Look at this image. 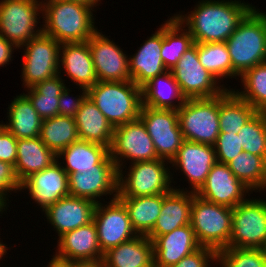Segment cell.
Wrapping results in <instances>:
<instances>
[{
    "label": "cell",
    "mask_w": 266,
    "mask_h": 267,
    "mask_svg": "<svg viewBox=\"0 0 266 267\" xmlns=\"http://www.w3.org/2000/svg\"><path fill=\"white\" fill-rule=\"evenodd\" d=\"M254 7L244 0H199L192 11L173 15L195 43L226 42Z\"/></svg>",
    "instance_id": "obj_1"
},
{
    "label": "cell",
    "mask_w": 266,
    "mask_h": 267,
    "mask_svg": "<svg viewBox=\"0 0 266 267\" xmlns=\"http://www.w3.org/2000/svg\"><path fill=\"white\" fill-rule=\"evenodd\" d=\"M96 9L76 0H42V32L60 44L85 42L98 30Z\"/></svg>",
    "instance_id": "obj_2"
},
{
    "label": "cell",
    "mask_w": 266,
    "mask_h": 267,
    "mask_svg": "<svg viewBox=\"0 0 266 267\" xmlns=\"http://www.w3.org/2000/svg\"><path fill=\"white\" fill-rule=\"evenodd\" d=\"M232 63V79L266 62V12L254 7L226 40Z\"/></svg>",
    "instance_id": "obj_3"
},
{
    "label": "cell",
    "mask_w": 266,
    "mask_h": 267,
    "mask_svg": "<svg viewBox=\"0 0 266 267\" xmlns=\"http://www.w3.org/2000/svg\"><path fill=\"white\" fill-rule=\"evenodd\" d=\"M88 98L114 127L139 118L142 88L132 80L97 81L87 89Z\"/></svg>",
    "instance_id": "obj_4"
},
{
    "label": "cell",
    "mask_w": 266,
    "mask_h": 267,
    "mask_svg": "<svg viewBox=\"0 0 266 267\" xmlns=\"http://www.w3.org/2000/svg\"><path fill=\"white\" fill-rule=\"evenodd\" d=\"M171 169L170 162L164 159L134 162L128 168H120L117 197H141L171 192L174 189Z\"/></svg>",
    "instance_id": "obj_5"
},
{
    "label": "cell",
    "mask_w": 266,
    "mask_h": 267,
    "mask_svg": "<svg viewBox=\"0 0 266 267\" xmlns=\"http://www.w3.org/2000/svg\"><path fill=\"white\" fill-rule=\"evenodd\" d=\"M190 225L201 247H209L216 252L228 248L232 208L208 202L193 193Z\"/></svg>",
    "instance_id": "obj_6"
},
{
    "label": "cell",
    "mask_w": 266,
    "mask_h": 267,
    "mask_svg": "<svg viewBox=\"0 0 266 267\" xmlns=\"http://www.w3.org/2000/svg\"><path fill=\"white\" fill-rule=\"evenodd\" d=\"M42 0H0V34L21 48L42 32Z\"/></svg>",
    "instance_id": "obj_7"
},
{
    "label": "cell",
    "mask_w": 266,
    "mask_h": 267,
    "mask_svg": "<svg viewBox=\"0 0 266 267\" xmlns=\"http://www.w3.org/2000/svg\"><path fill=\"white\" fill-rule=\"evenodd\" d=\"M177 113L184 140L215 144L220 133L219 96L187 99Z\"/></svg>",
    "instance_id": "obj_8"
},
{
    "label": "cell",
    "mask_w": 266,
    "mask_h": 267,
    "mask_svg": "<svg viewBox=\"0 0 266 267\" xmlns=\"http://www.w3.org/2000/svg\"><path fill=\"white\" fill-rule=\"evenodd\" d=\"M251 197L232 209V232L228 247H266V198Z\"/></svg>",
    "instance_id": "obj_9"
},
{
    "label": "cell",
    "mask_w": 266,
    "mask_h": 267,
    "mask_svg": "<svg viewBox=\"0 0 266 267\" xmlns=\"http://www.w3.org/2000/svg\"><path fill=\"white\" fill-rule=\"evenodd\" d=\"M60 45L54 38L41 32L19 48L24 52L20 75L24 90L59 74Z\"/></svg>",
    "instance_id": "obj_10"
},
{
    "label": "cell",
    "mask_w": 266,
    "mask_h": 267,
    "mask_svg": "<svg viewBox=\"0 0 266 267\" xmlns=\"http://www.w3.org/2000/svg\"><path fill=\"white\" fill-rule=\"evenodd\" d=\"M170 71L186 99L213 98L227 89H233L231 86L225 87L202 66L195 42Z\"/></svg>",
    "instance_id": "obj_11"
},
{
    "label": "cell",
    "mask_w": 266,
    "mask_h": 267,
    "mask_svg": "<svg viewBox=\"0 0 266 267\" xmlns=\"http://www.w3.org/2000/svg\"><path fill=\"white\" fill-rule=\"evenodd\" d=\"M109 151L117 170L128 165V161L131 164L159 159L153 141L139 118L114 128Z\"/></svg>",
    "instance_id": "obj_12"
},
{
    "label": "cell",
    "mask_w": 266,
    "mask_h": 267,
    "mask_svg": "<svg viewBox=\"0 0 266 267\" xmlns=\"http://www.w3.org/2000/svg\"><path fill=\"white\" fill-rule=\"evenodd\" d=\"M217 162L214 147L208 144L184 140L177 154L170 162L172 183L175 190L196 193L204 184L213 165ZM175 169V170H174ZM179 171L188 181V187L181 188L175 184L174 172ZM179 187V188H178ZM181 188V189H180Z\"/></svg>",
    "instance_id": "obj_13"
},
{
    "label": "cell",
    "mask_w": 266,
    "mask_h": 267,
    "mask_svg": "<svg viewBox=\"0 0 266 267\" xmlns=\"http://www.w3.org/2000/svg\"><path fill=\"white\" fill-rule=\"evenodd\" d=\"M139 119L153 141L158 158L171 162L184 141L177 110L142 105Z\"/></svg>",
    "instance_id": "obj_14"
},
{
    "label": "cell",
    "mask_w": 266,
    "mask_h": 267,
    "mask_svg": "<svg viewBox=\"0 0 266 267\" xmlns=\"http://www.w3.org/2000/svg\"><path fill=\"white\" fill-rule=\"evenodd\" d=\"M93 221L103 254L138 235L132 227L126 207L118 198L96 203Z\"/></svg>",
    "instance_id": "obj_15"
},
{
    "label": "cell",
    "mask_w": 266,
    "mask_h": 267,
    "mask_svg": "<svg viewBox=\"0 0 266 267\" xmlns=\"http://www.w3.org/2000/svg\"><path fill=\"white\" fill-rule=\"evenodd\" d=\"M109 37L98 29L87 40L97 80L129 81L131 74L128 54Z\"/></svg>",
    "instance_id": "obj_16"
},
{
    "label": "cell",
    "mask_w": 266,
    "mask_h": 267,
    "mask_svg": "<svg viewBox=\"0 0 266 267\" xmlns=\"http://www.w3.org/2000/svg\"><path fill=\"white\" fill-rule=\"evenodd\" d=\"M195 194L208 202L233 209L253 192L233 175L227 164L216 162Z\"/></svg>",
    "instance_id": "obj_17"
},
{
    "label": "cell",
    "mask_w": 266,
    "mask_h": 267,
    "mask_svg": "<svg viewBox=\"0 0 266 267\" xmlns=\"http://www.w3.org/2000/svg\"><path fill=\"white\" fill-rule=\"evenodd\" d=\"M21 191L28 192L26 194L32 203L39 207L38 211H44L61 198L69 196L68 174L57 160L44 170L27 177L21 183Z\"/></svg>",
    "instance_id": "obj_18"
},
{
    "label": "cell",
    "mask_w": 266,
    "mask_h": 267,
    "mask_svg": "<svg viewBox=\"0 0 266 267\" xmlns=\"http://www.w3.org/2000/svg\"><path fill=\"white\" fill-rule=\"evenodd\" d=\"M58 239L53 258L65 263L96 262L104 258L94 221L64 233Z\"/></svg>",
    "instance_id": "obj_19"
},
{
    "label": "cell",
    "mask_w": 266,
    "mask_h": 267,
    "mask_svg": "<svg viewBox=\"0 0 266 267\" xmlns=\"http://www.w3.org/2000/svg\"><path fill=\"white\" fill-rule=\"evenodd\" d=\"M68 189L70 196L87 198L95 203L114 200L118 196V170L88 169L68 174Z\"/></svg>",
    "instance_id": "obj_20"
},
{
    "label": "cell",
    "mask_w": 266,
    "mask_h": 267,
    "mask_svg": "<svg viewBox=\"0 0 266 267\" xmlns=\"http://www.w3.org/2000/svg\"><path fill=\"white\" fill-rule=\"evenodd\" d=\"M95 206L96 203L90 199L69 195L48 206L41 213L59 238L68 231L92 222Z\"/></svg>",
    "instance_id": "obj_21"
},
{
    "label": "cell",
    "mask_w": 266,
    "mask_h": 267,
    "mask_svg": "<svg viewBox=\"0 0 266 267\" xmlns=\"http://www.w3.org/2000/svg\"><path fill=\"white\" fill-rule=\"evenodd\" d=\"M57 160L67 174L88 169H117L109 147L81 139L62 150Z\"/></svg>",
    "instance_id": "obj_22"
},
{
    "label": "cell",
    "mask_w": 266,
    "mask_h": 267,
    "mask_svg": "<svg viewBox=\"0 0 266 267\" xmlns=\"http://www.w3.org/2000/svg\"><path fill=\"white\" fill-rule=\"evenodd\" d=\"M59 75L68 77L75 86L86 89L98 81L88 41L60 45Z\"/></svg>",
    "instance_id": "obj_23"
},
{
    "label": "cell",
    "mask_w": 266,
    "mask_h": 267,
    "mask_svg": "<svg viewBox=\"0 0 266 267\" xmlns=\"http://www.w3.org/2000/svg\"><path fill=\"white\" fill-rule=\"evenodd\" d=\"M157 31L147 37L140 44L136 52L129 55L131 80L140 88L156 76L168 71L161 57V46L163 41V24L159 25Z\"/></svg>",
    "instance_id": "obj_24"
},
{
    "label": "cell",
    "mask_w": 266,
    "mask_h": 267,
    "mask_svg": "<svg viewBox=\"0 0 266 267\" xmlns=\"http://www.w3.org/2000/svg\"><path fill=\"white\" fill-rule=\"evenodd\" d=\"M152 242L156 267H172L201 247L190 224L157 236Z\"/></svg>",
    "instance_id": "obj_25"
},
{
    "label": "cell",
    "mask_w": 266,
    "mask_h": 267,
    "mask_svg": "<svg viewBox=\"0 0 266 267\" xmlns=\"http://www.w3.org/2000/svg\"><path fill=\"white\" fill-rule=\"evenodd\" d=\"M193 192L173 189L162 194V208L153 230L147 237L153 241L157 236L190 224Z\"/></svg>",
    "instance_id": "obj_26"
},
{
    "label": "cell",
    "mask_w": 266,
    "mask_h": 267,
    "mask_svg": "<svg viewBox=\"0 0 266 267\" xmlns=\"http://www.w3.org/2000/svg\"><path fill=\"white\" fill-rule=\"evenodd\" d=\"M106 267H152L154 265L153 242L146 235L110 248L104 253Z\"/></svg>",
    "instance_id": "obj_27"
},
{
    "label": "cell",
    "mask_w": 266,
    "mask_h": 267,
    "mask_svg": "<svg viewBox=\"0 0 266 267\" xmlns=\"http://www.w3.org/2000/svg\"><path fill=\"white\" fill-rule=\"evenodd\" d=\"M57 161V155L38 137L17 140L16 175L22 183L30 175Z\"/></svg>",
    "instance_id": "obj_28"
},
{
    "label": "cell",
    "mask_w": 266,
    "mask_h": 267,
    "mask_svg": "<svg viewBox=\"0 0 266 267\" xmlns=\"http://www.w3.org/2000/svg\"><path fill=\"white\" fill-rule=\"evenodd\" d=\"M186 100L171 71L154 77L142 87V105L153 109L178 110Z\"/></svg>",
    "instance_id": "obj_29"
},
{
    "label": "cell",
    "mask_w": 266,
    "mask_h": 267,
    "mask_svg": "<svg viewBox=\"0 0 266 267\" xmlns=\"http://www.w3.org/2000/svg\"><path fill=\"white\" fill-rule=\"evenodd\" d=\"M75 122L79 139L111 147L114 127L88 97L77 112Z\"/></svg>",
    "instance_id": "obj_30"
},
{
    "label": "cell",
    "mask_w": 266,
    "mask_h": 267,
    "mask_svg": "<svg viewBox=\"0 0 266 267\" xmlns=\"http://www.w3.org/2000/svg\"><path fill=\"white\" fill-rule=\"evenodd\" d=\"M5 128L16 139L38 137L43 119L33 108L30 100L23 94L16 95L7 108Z\"/></svg>",
    "instance_id": "obj_31"
},
{
    "label": "cell",
    "mask_w": 266,
    "mask_h": 267,
    "mask_svg": "<svg viewBox=\"0 0 266 267\" xmlns=\"http://www.w3.org/2000/svg\"><path fill=\"white\" fill-rule=\"evenodd\" d=\"M257 112L252 105L242 100L232 89H227L219 95L220 133L238 134Z\"/></svg>",
    "instance_id": "obj_32"
},
{
    "label": "cell",
    "mask_w": 266,
    "mask_h": 267,
    "mask_svg": "<svg viewBox=\"0 0 266 267\" xmlns=\"http://www.w3.org/2000/svg\"><path fill=\"white\" fill-rule=\"evenodd\" d=\"M126 207L133 229L138 235H148L162 208V194L141 197H117Z\"/></svg>",
    "instance_id": "obj_33"
},
{
    "label": "cell",
    "mask_w": 266,
    "mask_h": 267,
    "mask_svg": "<svg viewBox=\"0 0 266 267\" xmlns=\"http://www.w3.org/2000/svg\"><path fill=\"white\" fill-rule=\"evenodd\" d=\"M65 82V79L57 74L25 89L26 93L23 91L43 120L58 116L59 97L66 88Z\"/></svg>",
    "instance_id": "obj_34"
},
{
    "label": "cell",
    "mask_w": 266,
    "mask_h": 267,
    "mask_svg": "<svg viewBox=\"0 0 266 267\" xmlns=\"http://www.w3.org/2000/svg\"><path fill=\"white\" fill-rule=\"evenodd\" d=\"M164 22L160 54L166 69L170 71L194 41L189 31L174 15L170 18L168 16Z\"/></svg>",
    "instance_id": "obj_35"
},
{
    "label": "cell",
    "mask_w": 266,
    "mask_h": 267,
    "mask_svg": "<svg viewBox=\"0 0 266 267\" xmlns=\"http://www.w3.org/2000/svg\"><path fill=\"white\" fill-rule=\"evenodd\" d=\"M233 175L252 192L266 190V158L243 151L227 163Z\"/></svg>",
    "instance_id": "obj_36"
},
{
    "label": "cell",
    "mask_w": 266,
    "mask_h": 267,
    "mask_svg": "<svg viewBox=\"0 0 266 267\" xmlns=\"http://www.w3.org/2000/svg\"><path fill=\"white\" fill-rule=\"evenodd\" d=\"M39 138L58 155L79 139L75 118L58 115L43 120Z\"/></svg>",
    "instance_id": "obj_37"
},
{
    "label": "cell",
    "mask_w": 266,
    "mask_h": 267,
    "mask_svg": "<svg viewBox=\"0 0 266 267\" xmlns=\"http://www.w3.org/2000/svg\"><path fill=\"white\" fill-rule=\"evenodd\" d=\"M197 53L202 66L225 87L229 85L226 79L232 80V63L226 42L197 43Z\"/></svg>",
    "instance_id": "obj_38"
},
{
    "label": "cell",
    "mask_w": 266,
    "mask_h": 267,
    "mask_svg": "<svg viewBox=\"0 0 266 267\" xmlns=\"http://www.w3.org/2000/svg\"><path fill=\"white\" fill-rule=\"evenodd\" d=\"M239 79L241 90H232L258 112H266V62L247 70Z\"/></svg>",
    "instance_id": "obj_39"
},
{
    "label": "cell",
    "mask_w": 266,
    "mask_h": 267,
    "mask_svg": "<svg viewBox=\"0 0 266 267\" xmlns=\"http://www.w3.org/2000/svg\"><path fill=\"white\" fill-rule=\"evenodd\" d=\"M237 135L245 152L266 158V112H257Z\"/></svg>",
    "instance_id": "obj_40"
},
{
    "label": "cell",
    "mask_w": 266,
    "mask_h": 267,
    "mask_svg": "<svg viewBox=\"0 0 266 267\" xmlns=\"http://www.w3.org/2000/svg\"><path fill=\"white\" fill-rule=\"evenodd\" d=\"M219 267H266L264 249L224 248L217 252Z\"/></svg>",
    "instance_id": "obj_41"
},
{
    "label": "cell",
    "mask_w": 266,
    "mask_h": 267,
    "mask_svg": "<svg viewBox=\"0 0 266 267\" xmlns=\"http://www.w3.org/2000/svg\"><path fill=\"white\" fill-rule=\"evenodd\" d=\"M19 191L21 192V182L16 175L14 166L8 162L0 161V206L6 214L10 205V195L12 192L18 193Z\"/></svg>",
    "instance_id": "obj_42"
},
{
    "label": "cell",
    "mask_w": 266,
    "mask_h": 267,
    "mask_svg": "<svg viewBox=\"0 0 266 267\" xmlns=\"http://www.w3.org/2000/svg\"><path fill=\"white\" fill-rule=\"evenodd\" d=\"M213 147L217 162L222 164L229 163L244 151L241 145L240 135L234 133H219Z\"/></svg>",
    "instance_id": "obj_43"
},
{
    "label": "cell",
    "mask_w": 266,
    "mask_h": 267,
    "mask_svg": "<svg viewBox=\"0 0 266 267\" xmlns=\"http://www.w3.org/2000/svg\"><path fill=\"white\" fill-rule=\"evenodd\" d=\"M80 90L79 95L77 94L75 97L71 92L73 88H66L62 91L59 97V105H58V115L67 116L75 118L77 112L80 110L82 103L88 97L87 89L83 87H75ZM82 90V91H81Z\"/></svg>",
    "instance_id": "obj_44"
},
{
    "label": "cell",
    "mask_w": 266,
    "mask_h": 267,
    "mask_svg": "<svg viewBox=\"0 0 266 267\" xmlns=\"http://www.w3.org/2000/svg\"><path fill=\"white\" fill-rule=\"evenodd\" d=\"M212 265L217 267V252L209 247H200L172 267H212Z\"/></svg>",
    "instance_id": "obj_45"
},
{
    "label": "cell",
    "mask_w": 266,
    "mask_h": 267,
    "mask_svg": "<svg viewBox=\"0 0 266 267\" xmlns=\"http://www.w3.org/2000/svg\"><path fill=\"white\" fill-rule=\"evenodd\" d=\"M17 140L6 128L0 133V161L15 165L17 158Z\"/></svg>",
    "instance_id": "obj_46"
},
{
    "label": "cell",
    "mask_w": 266,
    "mask_h": 267,
    "mask_svg": "<svg viewBox=\"0 0 266 267\" xmlns=\"http://www.w3.org/2000/svg\"><path fill=\"white\" fill-rule=\"evenodd\" d=\"M16 49L18 48L0 34V67H6L12 62Z\"/></svg>",
    "instance_id": "obj_47"
},
{
    "label": "cell",
    "mask_w": 266,
    "mask_h": 267,
    "mask_svg": "<svg viewBox=\"0 0 266 267\" xmlns=\"http://www.w3.org/2000/svg\"><path fill=\"white\" fill-rule=\"evenodd\" d=\"M50 259L51 260L49 262H47L48 264H45L46 267H77V262L76 263H65L62 261H58V260L54 259L53 257Z\"/></svg>",
    "instance_id": "obj_48"
},
{
    "label": "cell",
    "mask_w": 266,
    "mask_h": 267,
    "mask_svg": "<svg viewBox=\"0 0 266 267\" xmlns=\"http://www.w3.org/2000/svg\"><path fill=\"white\" fill-rule=\"evenodd\" d=\"M77 267H106L103 260L96 262H77Z\"/></svg>",
    "instance_id": "obj_49"
},
{
    "label": "cell",
    "mask_w": 266,
    "mask_h": 267,
    "mask_svg": "<svg viewBox=\"0 0 266 267\" xmlns=\"http://www.w3.org/2000/svg\"><path fill=\"white\" fill-rule=\"evenodd\" d=\"M9 248H11L10 245L9 247H7V245L3 243V240H0V261L2 260V258H5L4 256H7L6 254H8L7 251Z\"/></svg>",
    "instance_id": "obj_50"
},
{
    "label": "cell",
    "mask_w": 266,
    "mask_h": 267,
    "mask_svg": "<svg viewBox=\"0 0 266 267\" xmlns=\"http://www.w3.org/2000/svg\"><path fill=\"white\" fill-rule=\"evenodd\" d=\"M76 1H81L84 3H87L91 6H94L95 8L98 7L103 0H76Z\"/></svg>",
    "instance_id": "obj_51"
},
{
    "label": "cell",
    "mask_w": 266,
    "mask_h": 267,
    "mask_svg": "<svg viewBox=\"0 0 266 267\" xmlns=\"http://www.w3.org/2000/svg\"><path fill=\"white\" fill-rule=\"evenodd\" d=\"M4 128H5V122L3 123L2 120V122L0 123V133L3 131Z\"/></svg>",
    "instance_id": "obj_52"
},
{
    "label": "cell",
    "mask_w": 266,
    "mask_h": 267,
    "mask_svg": "<svg viewBox=\"0 0 266 267\" xmlns=\"http://www.w3.org/2000/svg\"><path fill=\"white\" fill-rule=\"evenodd\" d=\"M4 211H5V210L0 206V214H1V215H3V213H5Z\"/></svg>",
    "instance_id": "obj_53"
}]
</instances>
